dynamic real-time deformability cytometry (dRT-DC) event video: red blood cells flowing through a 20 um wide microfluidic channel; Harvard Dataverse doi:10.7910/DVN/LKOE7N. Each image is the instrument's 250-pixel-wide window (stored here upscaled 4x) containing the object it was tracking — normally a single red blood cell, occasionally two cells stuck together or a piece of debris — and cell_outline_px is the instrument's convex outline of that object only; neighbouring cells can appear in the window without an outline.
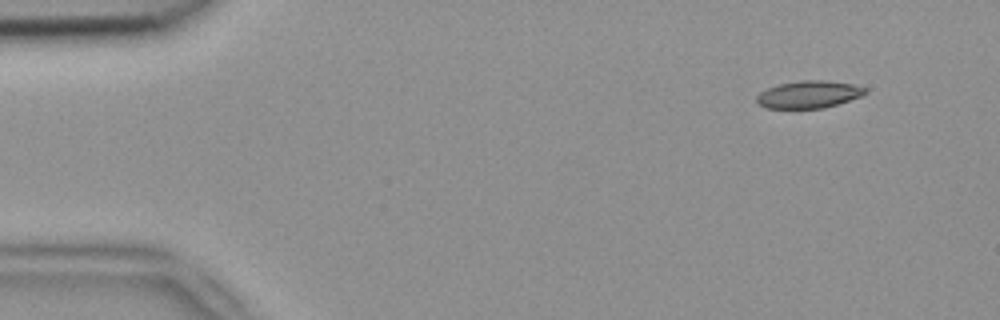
{"species": "common noctule bat (a hibernating species)", "species_latin": "Nyctalus noctula", "temperature_condition": "room temperature", "stored_images_in_passage": 4, "camera_frame_rate_fps": 3000, "um_per_image_px": 0.085, "animal": {"sex": "female", "body_mass_g": 18.4}, "frame": {"image": 1, "passage_image": 1, "time_ms": 0.0, "image_size_px": [1000, 320], "cell_outline_px": [[868, 92], [860, 96], [836, 104], [820, 108], [764, 108], [756, 100], [756, 96], [760, 92], [768, 88], [780, 84], [800, 80], [828, 80], [852, 84], [864, 88]], "centroid_in_image_um": [68.72, 8.02], "position_along_channel_um": 16.3, "area_um2": 17.05}}